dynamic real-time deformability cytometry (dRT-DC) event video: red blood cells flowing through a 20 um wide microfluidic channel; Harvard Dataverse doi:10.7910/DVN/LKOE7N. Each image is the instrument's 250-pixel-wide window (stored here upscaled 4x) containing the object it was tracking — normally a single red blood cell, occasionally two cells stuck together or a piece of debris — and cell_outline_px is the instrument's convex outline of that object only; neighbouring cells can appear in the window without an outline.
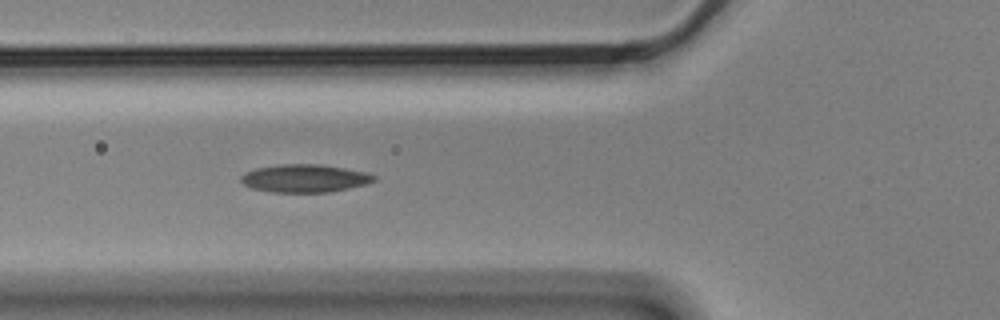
{"species": "Egyptian fruit bat (a non-hibernating species)", "species_latin": "Rousettus aegyptiacus", "temperature_condition": "cold", "stored_images_in_passage": 5, "camera_frame_rate_fps": 3000, "um_per_image_px": 0.085, "animal": {"sex": "male"}, "frame": {"image": 1, "passage_image": 5, "time_ms": 1.333, "image_size_px": [1000, 320], "cell_outline_px": [[376, 180], [364, 184], [348, 188], [328, 192], [272, 192], [252, 188], [244, 184], [240, 180], [240, 176], [244, 172], [256, 168], [280, 164], [320, 164], [344, 168], [364, 172], [376, 176]], "centroid_in_image_um": [25.85, 15.15], "position_along_channel_um": 99.9, "area_um2": 21.5}}